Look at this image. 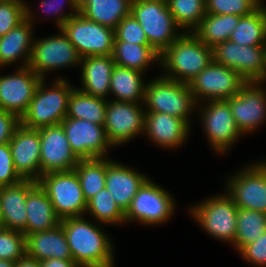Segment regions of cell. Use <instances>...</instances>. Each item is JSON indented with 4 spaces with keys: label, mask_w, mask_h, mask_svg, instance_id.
<instances>
[{
    "label": "cell",
    "mask_w": 266,
    "mask_h": 267,
    "mask_svg": "<svg viewBox=\"0 0 266 267\" xmlns=\"http://www.w3.org/2000/svg\"><path fill=\"white\" fill-rule=\"evenodd\" d=\"M73 260L80 267H113L112 245L101 229L83 217H68L60 221Z\"/></svg>",
    "instance_id": "cell-1"
},
{
    "label": "cell",
    "mask_w": 266,
    "mask_h": 267,
    "mask_svg": "<svg viewBox=\"0 0 266 267\" xmlns=\"http://www.w3.org/2000/svg\"><path fill=\"white\" fill-rule=\"evenodd\" d=\"M160 63L171 80L190 83L213 61V49L193 32H183L161 55Z\"/></svg>",
    "instance_id": "cell-2"
},
{
    "label": "cell",
    "mask_w": 266,
    "mask_h": 267,
    "mask_svg": "<svg viewBox=\"0 0 266 267\" xmlns=\"http://www.w3.org/2000/svg\"><path fill=\"white\" fill-rule=\"evenodd\" d=\"M60 15L56 19L59 30L67 36L81 58L113 54L114 29L93 22L80 13Z\"/></svg>",
    "instance_id": "cell-3"
},
{
    "label": "cell",
    "mask_w": 266,
    "mask_h": 267,
    "mask_svg": "<svg viewBox=\"0 0 266 267\" xmlns=\"http://www.w3.org/2000/svg\"><path fill=\"white\" fill-rule=\"evenodd\" d=\"M45 80L39 83L27 111L20 118V124L29 129L58 125L67 115L68 100L74 88L64 79L54 82L47 90Z\"/></svg>",
    "instance_id": "cell-4"
},
{
    "label": "cell",
    "mask_w": 266,
    "mask_h": 267,
    "mask_svg": "<svg viewBox=\"0 0 266 267\" xmlns=\"http://www.w3.org/2000/svg\"><path fill=\"white\" fill-rule=\"evenodd\" d=\"M130 13L143 28L150 46L162 54L181 34L164 0H132ZM176 33V34H175Z\"/></svg>",
    "instance_id": "cell-5"
},
{
    "label": "cell",
    "mask_w": 266,
    "mask_h": 267,
    "mask_svg": "<svg viewBox=\"0 0 266 267\" xmlns=\"http://www.w3.org/2000/svg\"><path fill=\"white\" fill-rule=\"evenodd\" d=\"M145 112H159L179 117L186 121L197 102L188 83L178 82L166 77L157 78L145 85Z\"/></svg>",
    "instance_id": "cell-6"
},
{
    "label": "cell",
    "mask_w": 266,
    "mask_h": 267,
    "mask_svg": "<svg viewBox=\"0 0 266 267\" xmlns=\"http://www.w3.org/2000/svg\"><path fill=\"white\" fill-rule=\"evenodd\" d=\"M37 183L46 192L56 215L62 220L86 212L80 179L75 170L43 174Z\"/></svg>",
    "instance_id": "cell-7"
},
{
    "label": "cell",
    "mask_w": 266,
    "mask_h": 267,
    "mask_svg": "<svg viewBox=\"0 0 266 267\" xmlns=\"http://www.w3.org/2000/svg\"><path fill=\"white\" fill-rule=\"evenodd\" d=\"M212 49L215 63L235 70L246 82L266 80V45H240L226 40Z\"/></svg>",
    "instance_id": "cell-8"
},
{
    "label": "cell",
    "mask_w": 266,
    "mask_h": 267,
    "mask_svg": "<svg viewBox=\"0 0 266 267\" xmlns=\"http://www.w3.org/2000/svg\"><path fill=\"white\" fill-rule=\"evenodd\" d=\"M237 212L238 207L229 194L207 199L190 211L211 236L231 243L236 235Z\"/></svg>",
    "instance_id": "cell-9"
},
{
    "label": "cell",
    "mask_w": 266,
    "mask_h": 267,
    "mask_svg": "<svg viewBox=\"0 0 266 267\" xmlns=\"http://www.w3.org/2000/svg\"><path fill=\"white\" fill-rule=\"evenodd\" d=\"M246 83L235 70L212 61L189 86L196 102L199 97L220 101L235 96Z\"/></svg>",
    "instance_id": "cell-10"
},
{
    "label": "cell",
    "mask_w": 266,
    "mask_h": 267,
    "mask_svg": "<svg viewBox=\"0 0 266 267\" xmlns=\"http://www.w3.org/2000/svg\"><path fill=\"white\" fill-rule=\"evenodd\" d=\"M174 202L170 194L147 179L125 212V222L138 220L143 224H160L173 214Z\"/></svg>",
    "instance_id": "cell-11"
},
{
    "label": "cell",
    "mask_w": 266,
    "mask_h": 267,
    "mask_svg": "<svg viewBox=\"0 0 266 267\" xmlns=\"http://www.w3.org/2000/svg\"><path fill=\"white\" fill-rule=\"evenodd\" d=\"M81 64L76 48L60 29V34L40 39L33 44L28 67L42 79L45 72L65 66Z\"/></svg>",
    "instance_id": "cell-12"
},
{
    "label": "cell",
    "mask_w": 266,
    "mask_h": 267,
    "mask_svg": "<svg viewBox=\"0 0 266 267\" xmlns=\"http://www.w3.org/2000/svg\"><path fill=\"white\" fill-rule=\"evenodd\" d=\"M60 124L79 160L105 158L107 148L112 146L102 125L71 117H65Z\"/></svg>",
    "instance_id": "cell-13"
},
{
    "label": "cell",
    "mask_w": 266,
    "mask_h": 267,
    "mask_svg": "<svg viewBox=\"0 0 266 267\" xmlns=\"http://www.w3.org/2000/svg\"><path fill=\"white\" fill-rule=\"evenodd\" d=\"M145 113L138 103L107 102L104 129L109 143L115 147L143 133Z\"/></svg>",
    "instance_id": "cell-14"
},
{
    "label": "cell",
    "mask_w": 266,
    "mask_h": 267,
    "mask_svg": "<svg viewBox=\"0 0 266 267\" xmlns=\"http://www.w3.org/2000/svg\"><path fill=\"white\" fill-rule=\"evenodd\" d=\"M41 176L49 172L72 171L79 159L72 152L61 124L38 129Z\"/></svg>",
    "instance_id": "cell-15"
},
{
    "label": "cell",
    "mask_w": 266,
    "mask_h": 267,
    "mask_svg": "<svg viewBox=\"0 0 266 267\" xmlns=\"http://www.w3.org/2000/svg\"><path fill=\"white\" fill-rule=\"evenodd\" d=\"M236 206L266 213V162L253 164L228 181Z\"/></svg>",
    "instance_id": "cell-16"
},
{
    "label": "cell",
    "mask_w": 266,
    "mask_h": 267,
    "mask_svg": "<svg viewBox=\"0 0 266 267\" xmlns=\"http://www.w3.org/2000/svg\"><path fill=\"white\" fill-rule=\"evenodd\" d=\"M41 80L42 78L28 66L21 67L13 75L1 76L0 108L21 118Z\"/></svg>",
    "instance_id": "cell-17"
},
{
    "label": "cell",
    "mask_w": 266,
    "mask_h": 267,
    "mask_svg": "<svg viewBox=\"0 0 266 267\" xmlns=\"http://www.w3.org/2000/svg\"><path fill=\"white\" fill-rule=\"evenodd\" d=\"M206 106L201 114L204 130L214 149L224 153L241 136V132L226 100H209Z\"/></svg>",
    "instance_id": "cell-18"
},
{
    "label": "cell",
    "mask_w": 266,
    "mask_h": 267,
    "mask_svg": "<svg viewBox=\"0 0 266 267\" xmlns=\"http://www.w3.org/2000/svg\"><path fill=\"white\" fill-rule=\"evenodd\" d=\"M257 85L259 82H247L239 93L226 100L242 135L256 129L266 119V94Z\"/></svg>",
    "instance_id": "cell-19"
},
{
    "label": "cell",
    "mask_w": 266,
    "mask_h": 267,
    "mask_svg": "<svg viewBox=\"0 0 266 267\" xmlns=\"http://www.w3.org/2000/svg\"><path fill=\"white\" fill-rule=\"evenodd\" d=\"M9 144L16 172L22 179L37 182L41 177L38 129H29L20 124Z\"/></svg>",
    "instance_id": "cell-20"
},
{
    "label": "cell",
    "mask_w": 266,
    "mask_h": 267,
    "mask_svg": "<svg viewBox=\"0 0 266 267\" xmlns=\"http://www.w3.org/2000/svg\"><path fill=\"white\" fill-rule=\"evenodd\" d=\"M36 181L22 179L20 182L0 187L1 227L22 232L26 236L27 193Z\"/></svg>",
    "instance_id": "cell-21"
},
{
    "label": "cell",
    "mask_w": 266,
    "mask_h": 267,
    "mask_svg": "<svg viewBox=\"0 0 266 267\" xmlns=\"http://www.w3.org/2000/svg\"><path fill=\"white\" fill-rule=\"evenodd\" d=\"M148 178L128 167L106 159L105 188L125 213L139 188Z\"/></svg>",
    "instance_id": "cell-22"
},
{
    "label": "cell",
    "mask_w": 266,
    "mask_h": 267,
    "mask_svg": "<svg viewBox=\"0 0 266 267\" xmlns=\"http://www.w3.org/2000/svg\"><path fill=\"white\" fill-rule=\"evenodd\" d=\"M189 124L179 117L159 112H146L144 133L160 147L174 148L185 141Z\"/></svg>",
    "instance_id": "cell-23"
},
{
    "label": "cell",
    "mask_w": 266,
    "mask_h": 267,
    "mask_svg": "<svg viewBox=\"0 0 266 267\" xmlns=\"http://www.w3.org/2000/svg\"><path fill=\"white\" fill-rule=\"evenodd\" d=\"M32 13L26 6V19L18 26L0 37V66L10 65L19 58H24L23 67L28 66L31 49L34 44L32 38Z\"/></svg>",
    "instance_id": "cell-24"
},
{
    "label": "cell",
    "mask_w": 266,
    "mask_h": 267,
    "mask_svg": "<svg viewBox=\"0 0 266 267\" xmlns=\"http://www.w3.org/2000/svg\"><path fill=\"white\" fill-rule=\"evenodd\" d=\"M26 254L39 261L46 259H73L62 226L48 231H39L26 236Z\"/></svg>",
    "instance_id": "cell-25"
},
{
    "label": "cell",
    "mask_w": 266,
    "mask_h": 267,
    "mask_svg": "<svg viewBox=\"0 0 266 267\" xmlns=\"http://www.w3.org/2000/svg\"><path fill=\"white\" fill-rule=\"evenodd\" d=\"M82 92L106 100L115 62L112 55L87 56L81 58Z\"/></svg>",
    "instance_id": "cell-26"
},
{
    "label": "cell",
    "mask_w": 266,
    "mask_h": 267,
    "mask_svg": "<svg viewBox=\"0 0 266 267\" xmlns=\"http://www.w3.org/2000/svg\"><path fill=\"white\" fill-rule=\"evenodd\" d=\"M26 211V236L54 229L60 224L61 219L56 215L49 197L38 183L27 193Z\"/></svg>",
    "instance_id": "cell-27"
},
{
    "label": "cell",
    "mask_w": 266,
    "mask_h": 267,
    "mask_svg": "<svg viewBox=\"0 0 266 267\" xmlns=\"http://www.w3.org/2000/svg\"><path fill=\"white\" fill-rule=\"evenodd\" d=\"M132 0H79V13L93 22L116 29L130 14Z\"/></svg>",
    "instance_id": "cell-28"
},
{
    "label": "cell",
    "mask_w": 266,
    "mask_h": 267,
    "mask_svg": "<svg viewBox=\"0 0 266 267\" xmlns=\"http://www.w3.org/2000/svg\"><path fill=\"white\" fill-rule=\"evenodd\" d=\"M140 72L135 69H129L115 65L110 82V93L116 97L119 102L139 103L144 102L145 85Z\"/></svg>",
    "instance_id": "cell-29"
},
{
    "label": "cell",
    "mask_w": 266,
    "mask_h": 267,
    "mask_svg": "<svg viewBox=\"0 0 266 267\" xmlns=\"http://www.w3.org/2000/svg\"><path fill=\"white\" fill-rule=\"evenodd\" d=\"M240 16L226 14H205L193 32L203 43L213 48L216 44L229 40L239 22Z\"/></svg>",
    "instance_id": "cell-30"
},
{
    "label": "cell",
    "mask_w": 266,
    "mask_h": 267,
    "mask_svg": "<svg viewBox=\"0 0 266 267\" xmlns=\"http://www.w3.org/2000/svg\"><path fill=\"white\" fill-rule=\"evenodd\" d=\"M107 101L73 89L69 100L66 117L88 120L104 126Z\"/></svg>",
    "instance_id": "cell-31"
},
{
    "label": "cell",
    "mask_w": 266,
    "mask_h": 267,
    "mask_svg": "<svg viewBox=\"0 0 266 267\" xmlns=\"http://www.w3.org/2000/svg\"><path fill=\"white\" fill-rule=\"evenodd\" d=\"M229 40L240 45H266V8L260 6L252 14L241 16Z\"/></svg>",
    "instance_id": "cell-32"
},
{
    "label": "cell",
    "mask_w": 266,
    "mask_h": 267,
    "mask_svg": "<svg viewBox=\"0 0 266 267\" xmlns=\"http://www.w3.org/2000/svg\"><path fill=\"white\" fill-rule=\"evenodd\" d=\"M112 57L116 65L140 72H144L143 70L154 60L160 61V54L150 45H139L123 41H114Z\"/></svg>",
    "instance_id": "cell-33"
},
{
    "label": "cell",
    "mask_w": 266,
    "mask_h": 267,
    "mask_svg": "<svg viewBox=\"0 0 266 267\" xmlns=\"http://www.w3.org/2000/svg\"><path fill=\"white\" fill-rule=\"evenodd\" d=\"M74 170L80 179L82 193L86 201L105 188L106 158L79 160Z\"/></svg>",
    "instance_id": "cell-34"
},
{
    "label": "cell",
    "mask_w": 266,
    "mask_h": 267,
    "mask_svg": "<svg viewBox=\"0 0 266 267\" xmlns=\"http://www.w3.org/2000/svg\"><path fill=\"white\" fill-rule=\"evenodd\" d=\"M266 231V213L238 208L234 246L240 251Z\"/></svg>",
    "instance_id": "cell-35"
},
{
    "label": "cell",
    "mask_w": 266,
    "mask_h": 267,
    "mask_svg": "<svg viewBox=\"0 0 266 267\" xmlns=\"http://www.w3.org/2000/svg\"><path fill=\"white\" fill-rule=\"evenodd\" d=\"M86 211L104 224H116L125 221V213L119 208L106 188L87 201Z\"/></svg>",
    "instance_id": "cell-36"
},
{
    "label": "cell",
    "mask_w": 266,
    "mask_h": 267,
    "mask_svg": "<svg viewBox=\"0 0 266 267\" xmlns=\"http://www.w3.org/2000/svg\"><path fill=\"white\" fill-rule=\"evenodd\" d=\"M167 4L176 24L182 29L194 30L206 14L205 0H167Z\"/></svg>",
    "instance_id": "cell-37"
},
{
    "label": "cell",
    "mask_w": 266,
    "mask_h": 267,
    "mask_svg": "<svg viewBox=\"0 0 266 267\" xmlns=\"http://www.w3.org/2000/svg\"><path fill=\"white\" fill-rule=\"evenodd\" d=\"M261 6L259 0H205L207 14L246 16Z\"/></svg>",
    "instance_id": "cell-38"
},
{
    "label": "cell",
    "mask_w": 266,
    "mask_h": 267,
    "mask_svg": "<svg viewBox=\"0 0 266 267\" xmlns=\"http://www.w3.org/2000/svg\"><path fill=\"white\" fill-rule=\"evenodd\" d=\"M26 255V236L16 230L0 227V259L16 262Z\"/></svg>",
    "instance_id": "cell-39"
},
{
    "label": "cell",
    "mask_w": 266,
    "mask_h": 267,
    "mask_svg": "<svg viewBox=\"0 0 266 267\" xmlns=\"http://www.w3.org/2000/svg\"><path fill=\"white\" fill-rule=\"evenodd\" d=\"M26 19V4L22 0L0 1V37Z\"/></svg>",
    "instance_id": "cell-40"
},
{
    "label": "cell",
    "mask_w": 266,
    "mask_h": 267,
    "mask_svg": "<svg viewBox=\"0 0 266 267\" xmlns=\"http://www.w3.org/2000/svg\"><path fill=\"white\" fill-rule=\"evenodd\" d=\"M114 41L150 45L143 28L131 13L119 22L115 29Z\"/></svg>",
    "instance_id": "cell-41"
},
{
    "label": "cell",
    "mask_w": 266,
    "mask_h": 267,
    "mask_svg": "<svg viewBox=\"0 0 266 267\" xmlns=\"http://www.w3.org/2000/svg\"><path fill=\"white\" fill-rule=\"evenodd\" d=\"M22 180L16 172L10 144L5 143L0 145V187L18 183Z\"/></svg>",
    "instance_id": "cell-42"
},
{
    "label": "cell",
    "mask_w": 266,
    "mask_h": 267,
    "mask_svg": "<svg viewBox=\"0 0 266 267\" xmlns=\"http://www.w3.org/2000/svg\"><path fill=\"white\" fill-rule=\"evenodd\" d=\"M239 252L252 264L266 265V231L256 241L245 245Z\"/></svg>",
    "instance_id": "cell-43"
},
{
    "label": "cell",
    "mask_w": 266,
    "mask_h": 267,
    "mask_svg": "<svg viewBox=\"0 0 266 267\" xmlns=\"http://www.w3.org/2000/svg\"><path fill=\"white\" fill-rule=\"evenodd\" d=\"M20 125V118L0 108V145L9 143L16 128Z\"/></svg>",
    "instance_id": "cell-44"
},
{
    "label": "cell",
    "mask_w": 266,
    "mask_h": 267,
    "mask_svg": "<svg viewBox=\"0 0 266 267\" xmlns=\"http://www.w3.org/2000/svg\"><path fill=\"white\" fill-rule=\"evenodd\" d=\"M40 267H80L73 259H46L40 261Z\"/></svg>",
    "instance_id": "cell-45"
},
{
    "label": "cell",
    "mask_w": 266,
    "mask_h": 267,
    "mask_svg": "<svg viewBox=\"0 0 266 267\" xmlns=\"http://www.w3.org/2000/svg\"><path fill=\"white\" fill-rule=\"evenodd\" d=\"M66 1L70 4L71 8L73 9V11H75V13H79V0H66ZM55 2L57 3L58 0H51L50 2L49 1L47 2V0H43L41 2L40 6H42V7L46 6L47 9L49 8L48 10L46 9L47 12L48 11L53 12V9H54V12L58 13V11L61 10L60 6H62V4H60L58 7V6H55V4H54Z\"/></svg>",
    "instance_id": "cell-46"
},
{
    "label": "cell",
    "mask_w": 266,
    "mask_h": 267,
    "mask_svg": "<svg viewBox=\"0 0 266 267\" xmlns=\"http://www.w3.org/2000/svg\"><path fill=\"white\" fill-rule=\"evenodd\" d=\"M14 267H40V261L26 254L15 262Z\"/></svg>",
    "instance_id": "cell-47"
},
{
    "label": "cell",
    "mask_w": 266,
    "mask_h": 267,
    "mask_svg": "<svg viewBox=\"0 0 266 267\" xmlns=\"http://www.w3.org/2000/svg\"><path fill=\"white\" fill-rule=\"evenodd\" d=\"M15 262L10 260L0 259V267H14Z\"/></svg>",
    "instance_id": "cell-48"
},
{
    "label": "cell",
    "mask_w": 266,
    "mask_h": 267,
    "mask_svg": "<svg viewBox=\"0 0 266 267\" xmlns=\"http://www.w3.org/2000/svg\"><path fill=\"white\" fill-rule=\"evenodd\" d=\"M1 222H2V216H1V210H0V227H1Z\"/></svg>",
    "instance_id": "cell-49"
}]
</instances>
